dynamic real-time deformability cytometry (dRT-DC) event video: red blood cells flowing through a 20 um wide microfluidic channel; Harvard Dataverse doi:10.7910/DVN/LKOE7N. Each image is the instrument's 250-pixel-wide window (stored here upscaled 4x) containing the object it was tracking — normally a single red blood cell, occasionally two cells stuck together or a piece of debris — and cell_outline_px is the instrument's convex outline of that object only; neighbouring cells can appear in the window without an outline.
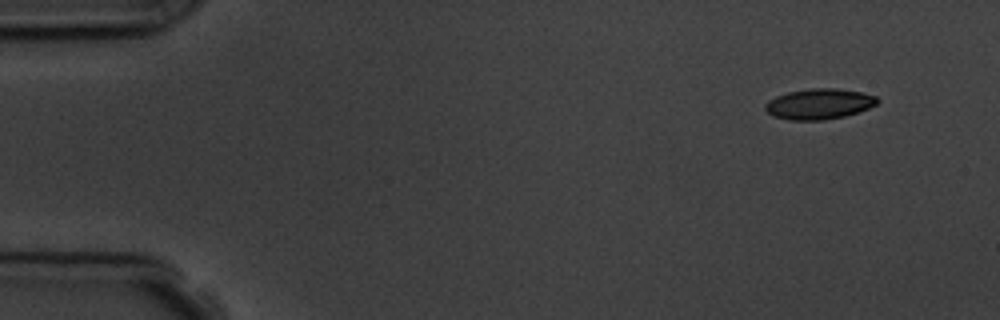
{"species": "common noctule bat (a hibernating species)", "species_latin": "Nyctalus noctula", "temperature_condition": "room temperature", "stored_images_in_passage": 4, "camera_frame_rate_fps": 3000, "um_per_image_px": 0.085, "animal": {"sex": "male", "body_mass_g": 19.5, "forearm_length_mm": 54.6}, "frame": {"image": 1, "passage_image": 1, "time_ms": 0.0, "image_size_px": [1000, 320], "cell_outline_px": [[880, 100], [876, 104], [868, 108], [844, 116], [824, 120], [788, 120], [776, 116], [768, 112], [764, 108], [764, 104], [768, 100], [776, 96], [788, 92], [812, 88], [836, 88], [860, 92], [876, 96]], "centroid_in_image_um": [69.61, 8.83], "position_along_channel_um": 15.4, "area_um2": 19.83}}
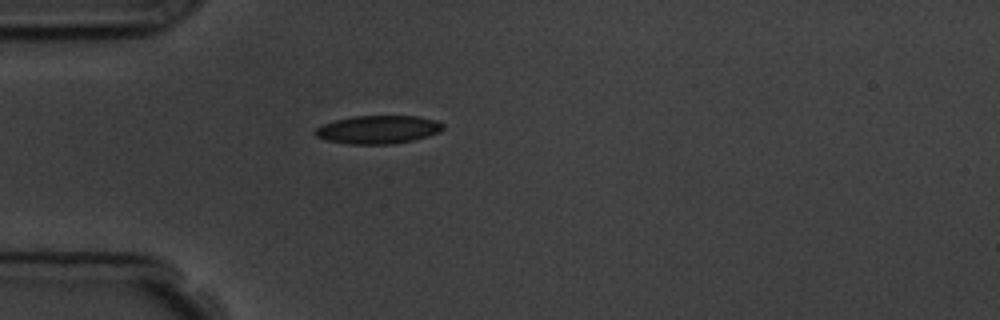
{"frame": {"image": 2, "passage_image": 4, "time_ms": 3.667, "image_size_px": [1000, 320], "cell_outline_px": [[444, 128], [440, 132], [428, 136], [412, 140], [392, 144], [348, 144], [324, 140], [316, 136], [312, 132], [316, 128], [324, 124], [336, 120], [352, 116], [416, 116], [436, 120], [444, 124]], "centroid_in_image_um": [32.13, 11.02], "position_along_channel_um": 52.9, "area_um2": 21.1}}